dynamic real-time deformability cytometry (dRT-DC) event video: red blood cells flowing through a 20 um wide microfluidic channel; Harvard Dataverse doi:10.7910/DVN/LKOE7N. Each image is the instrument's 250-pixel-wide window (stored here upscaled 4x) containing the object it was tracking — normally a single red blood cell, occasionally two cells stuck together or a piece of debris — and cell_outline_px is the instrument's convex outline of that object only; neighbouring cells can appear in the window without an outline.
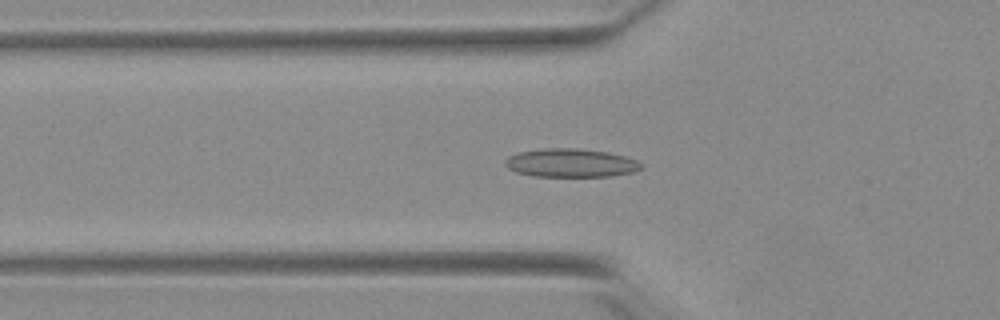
{"species": "Egyptian fruit bat (a non-hibernating species)", "species_latin": "Rousettus aegyptiacus", "temperature_condition": "warm", "stored_images_in_passage": 52, "camera_frame_rate_fps": 3000, "um_per_image_px": 0.085, "animal": {"sex": "female"}, "frame": {"image": 1, "passage_image": 18, "time_ms": 5.667, "image_size_px": [1000, 320], "cell_outline_px": [[640, 168], [632, 172], [608, 176], [532, 176], [516, 172], [508, 168], [504, 164], [504, 160], [508, 156], [520, 152], [544, 148], [580, 148], [608, 152], [624, 156], [636, 160], [640, 164]], "centroid_in_image_um": [48.46, 13.84], "position_along_channel_um": 77.3, "area_um2": 22.43}}
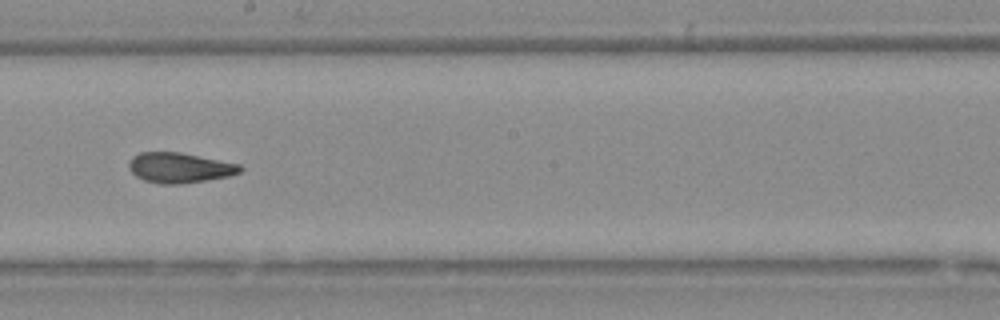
{"frame": {"image": 2, "passage_image": 30, "time_ms": 9.667, "image_size_px": [1000, 320], "cell_outline_px": [[244, 168], [240, 172], [228, 176], [208, 180], [180, 184], [160, 184], [144, 180], [136, 176], [128, 168], [128, 164], [132, 156], [140, 152], [180, 152], [240, 164]], "centroid_in_image_um": [15.26, 14.26], "position_along_channel_um": 232.9, "area_um2": 19.65}}
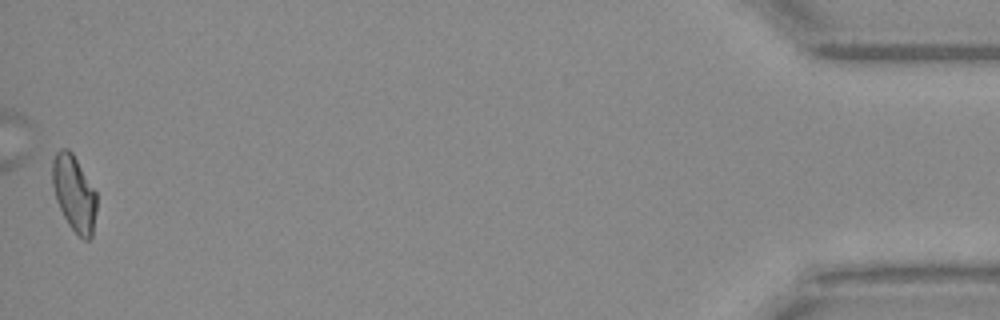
{"frame": {"image": 3, "passage_image": 52, "time_ms": 17.0, "image_size_px": [1000, 320], "cell_outline_px": [[96, 212], [92, 236], [88, 240], [84, 240], [68, 224], [56, 200], [52, 184], [52, 160], [56, 152], [60, 148], [68, 148], [72, 152], [96, 192]], "centroid_in_image_um": [6.29, 16.41], "position_along_channel_um": 428.9, "area_um2": 19.48}, "authors_computed_cell_mechanics": {"area_um2": 19.7676, "velocity_mm_per_s": 3.8903, "shape_relaxation_time_tau1_ms": null, "shape_relaxation_time_tau2_ms": 2.4774, "deformation_change_tau1": null, "deformation_change_tau2": 0.0803}}